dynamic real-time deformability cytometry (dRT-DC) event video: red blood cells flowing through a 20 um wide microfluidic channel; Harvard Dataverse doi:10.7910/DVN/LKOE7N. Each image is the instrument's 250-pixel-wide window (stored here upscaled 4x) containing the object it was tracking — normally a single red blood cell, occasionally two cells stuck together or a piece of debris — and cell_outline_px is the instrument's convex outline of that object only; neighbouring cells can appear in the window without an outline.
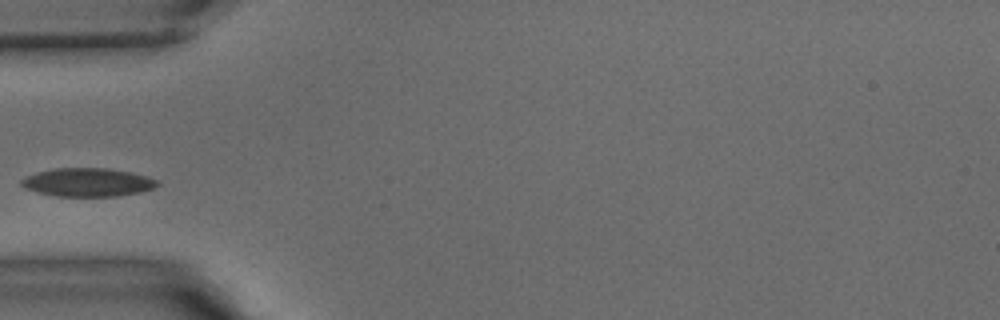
{"species": "common noctule bat (a hibernating species)", "species_latin": "Nyctalus noctula", "temperature_condition": "warm", "stored_images_in_passage": 21, "camera_frame_rate_fps": 3000, "um_per_image_px": 0.085, "animal": {"sex": "male", "body_mass_g": 15.6}, "frame": {"image": 1, "passage_image": 1, "time_ms": 0.0, "image_size_px": [1000, 320], "cell_outline_px": [[160, 184], [152, 188], [140, 192], [116, 196], [56, 196], [24, 188], [20, 184], [20, 180], [36, 172], [56, 168], [108, 168], [132, 172], [148, 176], [160, 180]], "centroid_in_image_um": [7.49, 15.49], "position_along_channel_um": 77.5, "area_um2": 22.54}}